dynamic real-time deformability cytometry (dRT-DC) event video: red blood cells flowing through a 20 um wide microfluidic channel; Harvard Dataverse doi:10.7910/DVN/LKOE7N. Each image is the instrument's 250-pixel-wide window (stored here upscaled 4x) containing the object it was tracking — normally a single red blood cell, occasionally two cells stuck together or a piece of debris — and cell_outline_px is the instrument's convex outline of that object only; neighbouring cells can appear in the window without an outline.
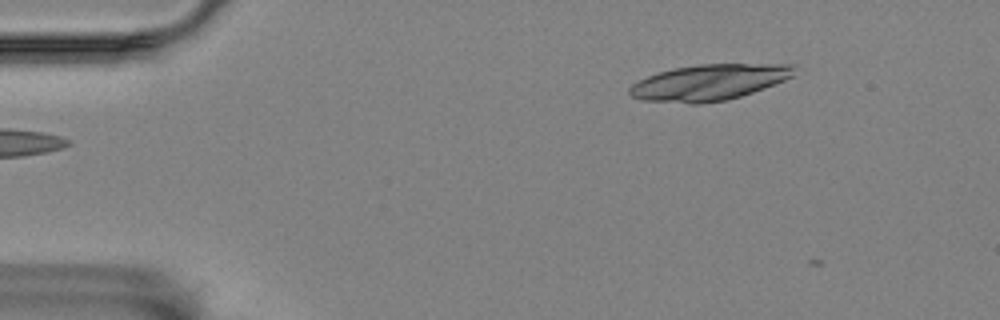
{"species": "Egyptian fruit bat (a non-hibernating species)", "species_latin": "Rousettus aegyptiacus", "temperature_condition": "room temperature", "stored_images_in_passage": 5, "camera_frame_rate_fps": 3000, "um_per_image_px": 0.085, "animal": {"sex": "female"}, "frame": {"image": 1, "passage_image": 5, "time_ms": 6.333, "image_size_px": [1000, 320], "cell_outline_px": [[796, 64], [792, 76], [784, 80], [752, 92], [740, 96], [724, 100], [700, 104], [692, 104], [644, 100], [632, 96], [628, 92], [628, 88], [632, 84], [648, 76], [672, 68], [700, 64]], "centroid_in_image_um": [60.25, 7.0], "position_along_channel_um": 24.7, "area_um2": 34.22}}